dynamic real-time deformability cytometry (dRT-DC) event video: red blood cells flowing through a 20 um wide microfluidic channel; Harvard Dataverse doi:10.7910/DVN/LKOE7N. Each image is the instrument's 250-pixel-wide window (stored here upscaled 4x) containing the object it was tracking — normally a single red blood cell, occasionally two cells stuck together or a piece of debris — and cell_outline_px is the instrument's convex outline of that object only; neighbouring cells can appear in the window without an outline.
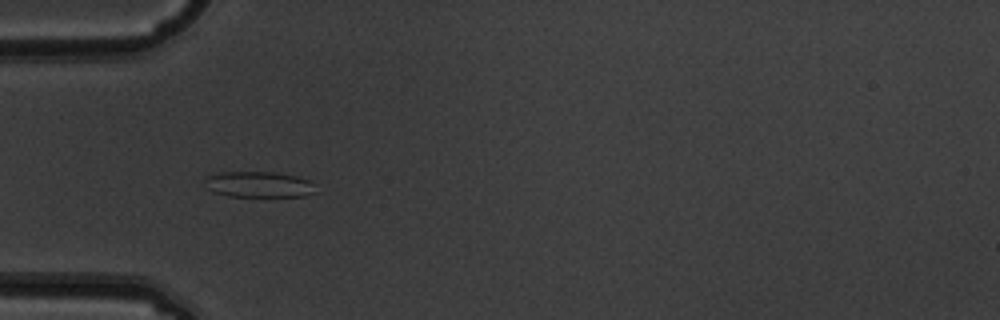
{"species": "common noctule bat (a hibernating species)", "species_latin": "Nyctalus noctula", "temperature_condition": "warm", "stored_images_in_passage": 4, "camera_frame_rate_fps": 3000, "um_per_image_px": 0.085, "animal": {"sex": "male", "body_mass_g": 19.5, "forearm_length_mm": 54.6}, "frame": {"image": 1, "passage_image": 3, "time_ms": 0.667, "image_size_px": [1000, 320], "cell_outline_px": [[316, 192], [304, 196], [228, 196], [212, 192], [204, 188], [204, 180], [208, 176], [220, 172], [276, 172], [296, 176], [308, 180], [312, 184]], "centroid_in_image_um": [21.93, 15.68], "position_along_channel_um": 63.1, "area_um2": 16.76}}